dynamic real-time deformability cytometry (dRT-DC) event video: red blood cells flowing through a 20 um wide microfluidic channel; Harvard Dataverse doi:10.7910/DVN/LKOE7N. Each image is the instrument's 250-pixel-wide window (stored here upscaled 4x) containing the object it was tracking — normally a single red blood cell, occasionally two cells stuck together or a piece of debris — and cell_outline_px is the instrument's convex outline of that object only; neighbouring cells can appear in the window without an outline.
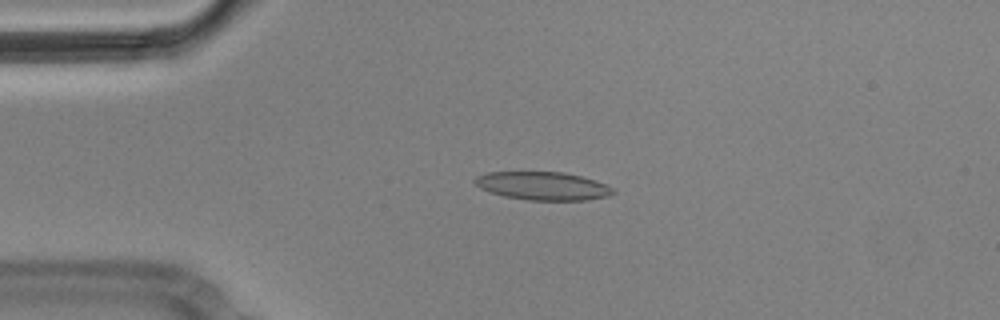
{"species": "Egyptian fruit bat (a non-hibernating species)", "species_latin": "Rousettus aegyptiacus", "temperature_condition": "cold", "stored_images_in_passage": 7, "camera_frame_rate_fps": 3000, "um_per_image_px": 0.085, "animal": {"sex": "male"}, "frame": {"image": 1, "passage_image": 3, "time_ms": 0.667, "image_size_px": [1000, 320], "cell_outline_px": [[616, 192], [608, 196], [584, 200], [528, 200], [504, 196], [480, 188], [472, 180], [476, 176], [488, 172], [564, 172], [596, 180], [616, 188]], "centroid_in_image_um": [46.17, 15.8], "position_along_channel_um": 38.8, "area_um2": 22.77}}